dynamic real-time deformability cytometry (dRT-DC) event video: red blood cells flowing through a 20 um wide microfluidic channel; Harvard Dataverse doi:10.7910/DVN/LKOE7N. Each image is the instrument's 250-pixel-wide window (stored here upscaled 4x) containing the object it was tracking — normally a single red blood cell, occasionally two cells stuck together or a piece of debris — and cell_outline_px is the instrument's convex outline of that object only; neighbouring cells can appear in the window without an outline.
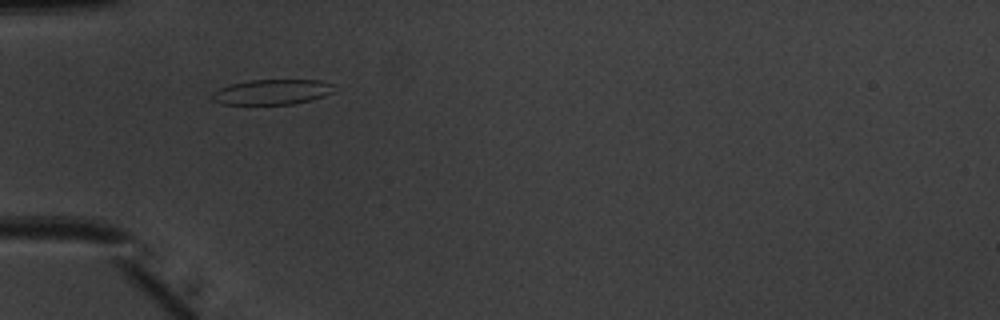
{"species": "common noctule bat (a hibernating species)", "species_latin": "Nyctalus noctula", "temperature_condition": "warm", "stored_images_in_passage": 31, "camera_frame_rate_fps": 3000, "um_per_image_px": 0.085, "animal": {"sex": "male", "body_mass_g": 20.1, "forearm_length_mm": 53.5}, "frame": {"image": 1, "passage_image": 3, "time_ms": 0.667, "image_size_px": [1000, 320], "cell_outline_px": [[332, 92], [324, 96], [292, 104], [220, 104], [212, 100], [212, 92], [220, 88], [232, 84], [248, 80], [320, 80], [332, 84]], "centroid_in_image_um": [23.08, 7.82], "position_along_channel_um": 61.9, "area_um2": 17.69}}
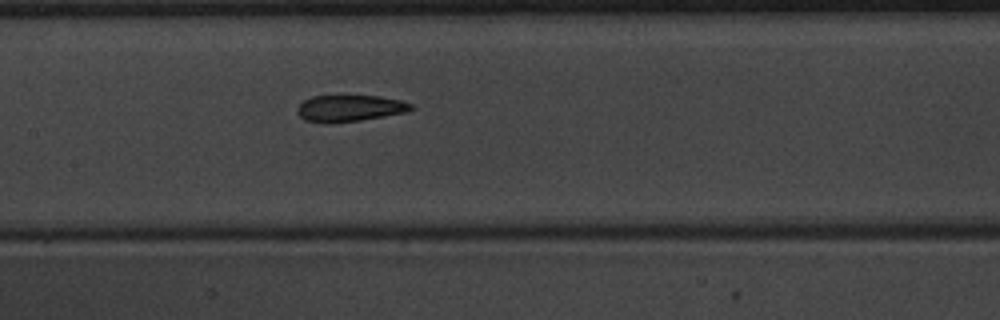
{"frame": {"image": 2, "passage_image": 12, "time_ms": 3.667, "image_size_px": [1000, 320], "cell_outline_px": [[412, 108], [408, 112], [360, 120], [324, 124], [304, 120], [296, 112], [296, 108], [304, 100], [312, 96], [380, 96], [400, 100], [412, 104]], "centroid_in_image_um": [29.68, 9.21], "position_along_channel_um": 177.7, "area_um2": 17.63}}
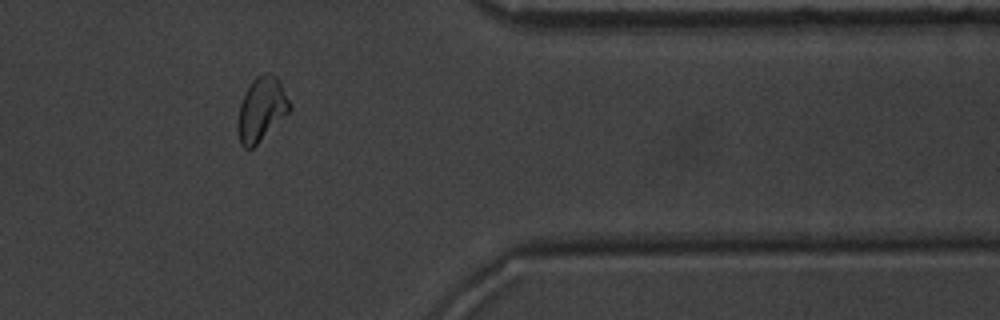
{"frame": {"image": 3, "passage_image": 29, "time_ms": 9.333, "image_size_px": [1000, 320], "cell_outline_px": [[292, 108], [252, 148], [244, 148], [240, 144], [236, 128], [236, 124], [240, 104], [252, 80], [256, 76], [268, 72], [272, 72], [280, 80], [292, 104]], "centroid_in_image_um": [22.22, 9.25], "position_along_channel_um": 389.2, "area_um2": 19.31}, "authors_computed_cell_mechanics": {"area_um2": 18.3226, "velocity_mm_per_s": 3.9764, "shape_relaxation_time_tau1_ms": 4.6364, "shape_relaxation_time_tau2_ms": 1.4514, "deformation_change_tau1": 0.1537, "deformation_change_tau2": 0.0834}}